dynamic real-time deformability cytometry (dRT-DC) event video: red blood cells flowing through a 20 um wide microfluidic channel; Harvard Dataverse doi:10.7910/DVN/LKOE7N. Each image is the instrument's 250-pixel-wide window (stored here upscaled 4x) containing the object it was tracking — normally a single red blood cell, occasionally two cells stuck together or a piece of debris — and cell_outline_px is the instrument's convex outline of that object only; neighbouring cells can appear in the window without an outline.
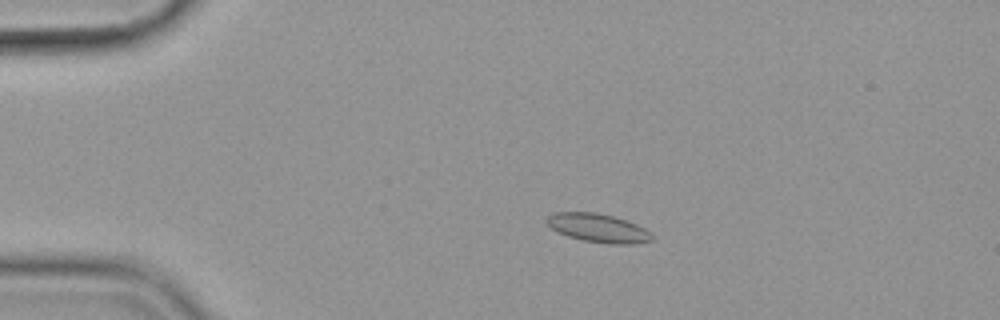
{"species": "common noctule bat (a hibernating species)", "species_latin": "Nyctalus noctula", "temperature_condition": "cold", "stored_images_in_passage": 58, "camera_frame_rate_fps": 3000, "um_per_image_px": 0.085, "animal": {"sex": "female", "body_mass_g": 19.9}, "frame": {"image": 1, "passage_image": 13, "time_ms": 4.0, "image_size_px": [1000, 320], "cell_outline_px": [[652, 240], [632, 244], [608, 244], [584, 240], [568, 236], [556, 232], [544, 220], [552, 212], [596, 212], [628, 220], [652, 232]], "centroid_in_image_um": [50.83, 19.37], "position_along_channel_um": 34.2, "area_um2": 17.63}}
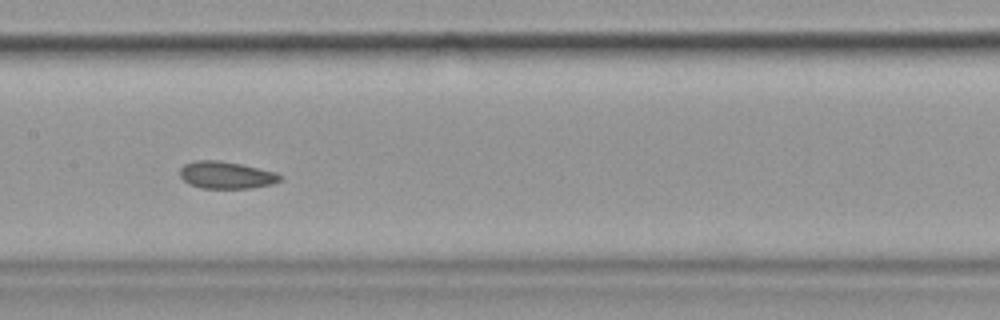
{"frame": {"image": 2, "passage_image": 30, "time_ms": 9.667, "image_size_px": [1000, 320], "cell_outline_px": [[280, 180], [272, 184], [248, 188], [200, 188], [188, 184], [180, 176], [180, 168], [184, 164], [196, 160], [220, 160], [240, 164], [276, 172], [280, 176]], "centroid_in_image_um": [19.18, 14.88], "position_along_channel_um": 188.2, "area_um2": 15.78}}
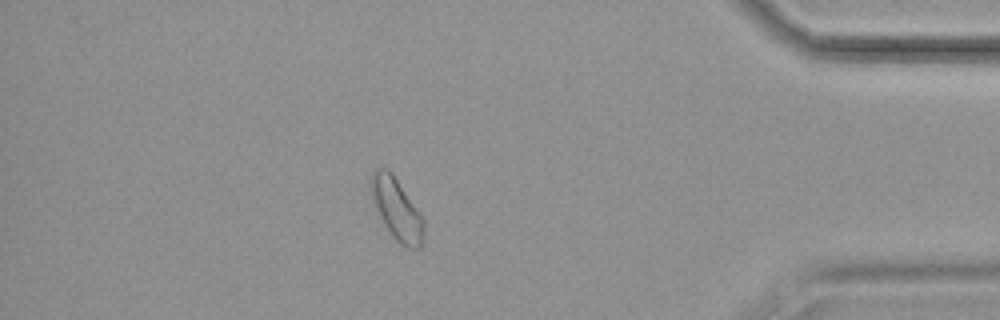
{"frame": {"image": 3, "passage_image": 51, "time_ms": 16.667, "image_size_px": [1000, 320], "cell_outline_px": [[424, 224], [420, 248], [408, 248], [400, 244], [392, 236], [384, 224], [372, 204], [368, 184], [372, 172], [376, 168], [388, 168], [416, 208], [424, 220]], "centroid_in_image_um": [33.64, 17.75], "position_along_channel_um": 401.6, "area_um2": 18.84}, "authors_computed_cell_mechanics": {"area_um2": 17.0799, "velocity_mm_per_s": 3.5522, "shape_relaxation_time_tau1_ms": null, "shape_relaxation_time_tau2_ms": 4.8861, "deformation_change_tau1": null, "deformation_change_tau2": 0.0762}}